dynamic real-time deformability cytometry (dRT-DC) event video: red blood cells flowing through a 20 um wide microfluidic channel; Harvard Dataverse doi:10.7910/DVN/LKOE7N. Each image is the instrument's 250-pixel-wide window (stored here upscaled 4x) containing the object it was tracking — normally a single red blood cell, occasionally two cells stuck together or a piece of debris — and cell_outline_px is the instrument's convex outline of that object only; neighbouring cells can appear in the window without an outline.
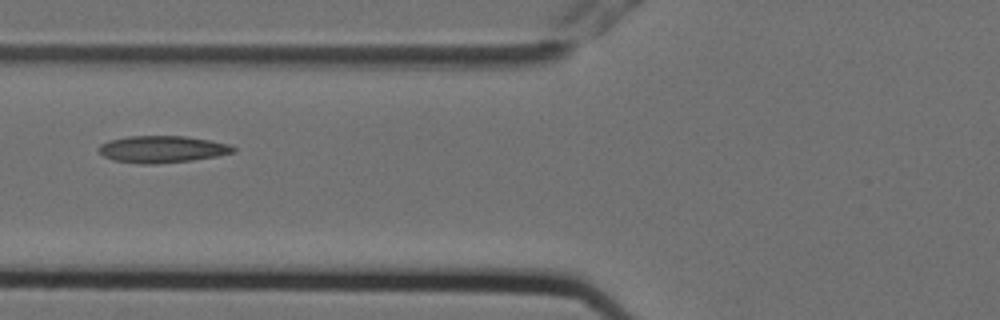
{"species": "Egyptian fruit bat (a non-hibernating species)", "species_latin": "Rousettus aegyptiacus", "temperature_condition": "cold", "stored_images_in_passage": 14, "camera_frame_rate_fps": 3000, "um_per_image_px": 0.085, "animal": {"sex": "female"}, "frame": {"image": 1, "passage_image": 6, "time_ms": 1.667, "image_size_px": [1000, 320], "cell_outline_px": [[236, 152], [216, 156], [192, 160], [156, 164], [140, 164], [112, 160], [104, 156], [96, 148], [100, 144], [108, 140], [128, 136], [184, 136], [208, 140], [228, 144], [236, 148]], "centroid_in_image_um": [13.74, 12.69], "position_along_channel_um": 112.1, "area_um2": 21.15}}
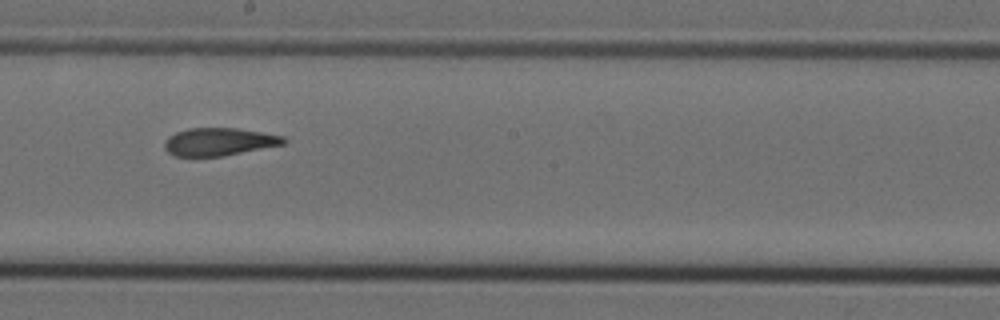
{"frame": {"image": 2, "passage_image": 9, "time_ms": 2.667, "image_size_px": [1000, 320], "cell_outline_px": [[288, 140], [284, 144], [224, 156], [172, 156], [164, 148], [164, 144], [168, 136], [176, 132], [188, 128], [236, 128], [284, 136]], "centroid_in_image_um": [18.61, 12.05], "position_along_channel_um": 229.6, "area_um2": 19.31}}
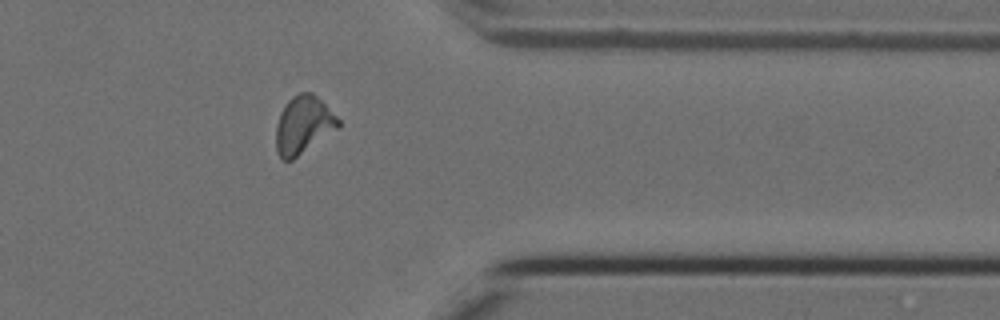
{"frame": {"image": 3, "passage_image": 13, "time_ms": 4.0, "image_size_px": [1000, 320], "cell_outline_px": [[340, 124], [336, 128], [292, 160], [284, 160], [276, 152], [276, 124], [280, 112], [284, 104], [292, 96], [300, 92], [312, 92], [340, 120]], "centroid_in_image_um": [25.73, 10.6], "position_along_channel_um": 385.7, "area_um2": 20.52}}